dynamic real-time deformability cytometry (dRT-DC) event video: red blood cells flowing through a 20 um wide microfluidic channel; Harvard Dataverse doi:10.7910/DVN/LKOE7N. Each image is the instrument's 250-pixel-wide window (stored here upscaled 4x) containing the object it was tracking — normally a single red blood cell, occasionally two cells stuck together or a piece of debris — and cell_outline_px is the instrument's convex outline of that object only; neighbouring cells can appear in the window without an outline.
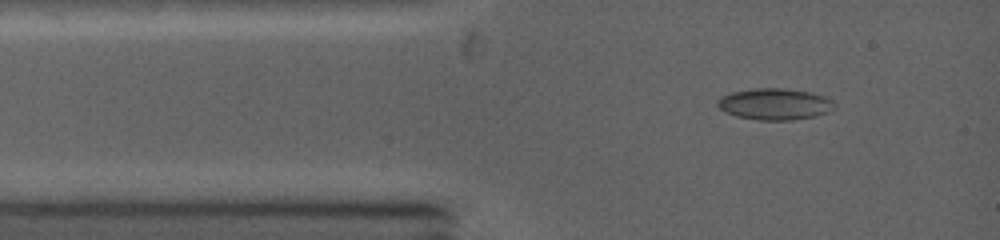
{"species": "common noctule bat (a hibernating species)", "species_latin": "Nyctalus noctula", "temperature_condition": "warm", "stored_images_in_passage": 50, "camera_frame_rate_fps": 5000, "um_per_image_px": 0.085, "animal": {"sex": "female", "body_mass_g": 19.0, "forearm_length_mm": 53.3}, "frame": {"image": 1, "passage_image": 1, "time_ms": 0.0, "image_size_px": [1000, 240], "cell_outline_px": [[836, 108], [828, 112], [816, 116], [792, 120], [756, 120], [736, 116], [724, 112], [716, 104], [716, 100], [732, 92], [756, 88], [780, 88], [804, 92], [820, 96], [832, 100]], "centroid_in_image_um": [65.81, 8.87], "position_along_channel_um": 19.2, "area_um2": 21.15}}
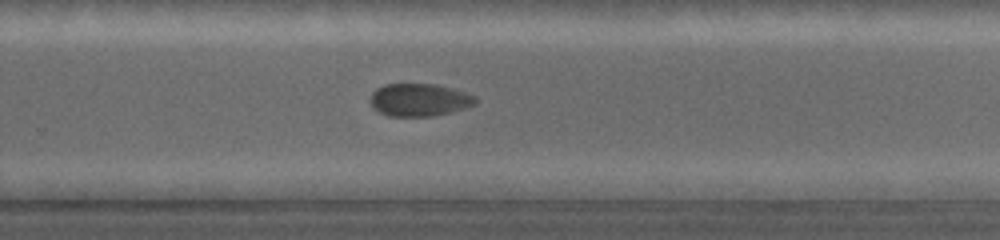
{"frame": {"image": 2, "passage_image": 29, "time_ms": 7.0, "image_size_px": [1000, 240], "cell_outline_px": [[476, 104], [452, 112], [432, 116], [388, 116], [372, 108], [368, 100], [372, 92], [376, 88], [384, 84], [432, 84], [464, 92], [476, 96]], "centroid_in_image_um": [35.58, 8.5], "position_along_channel_um": 294.2, "area_um2": 20.06}}
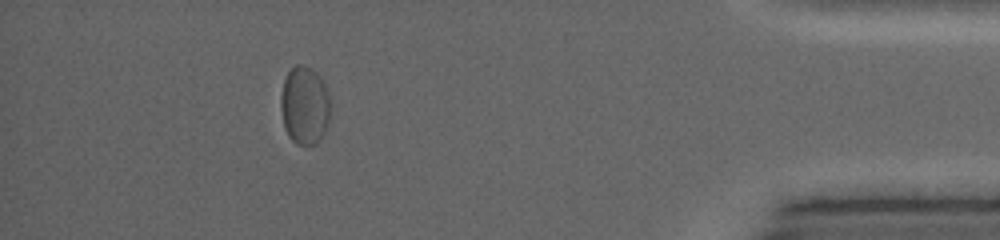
{"frame": {"image": 3, "passage_image": 44, "time_ms": 11.0, "image_size_px": [1000, 240], "cell_outline_px": [[332, 112], [324, 132], [320, 140], [316, 144], [296, 144], [288, 136], [284, 128], [280, 108], [280, 96], [284, 80], [288, 72], [296, 64], [304, 64], [312, 68], [320, 76], [328, 92]], "centroid_in_image_um": [25.9, 8.95], "position_along_channel_um": 409.3, "area_um2": 23.06}, "authors_computed_cell_mechanics": {"area_um2": 20.0566, "velocity_mm_per_s": 4.2872, "shape_relaxation_time_tau1_ms": 2.8483, "shape_relaxation_time_tau2_ms": 2.2054, "deformation_change_tau1": 0.0628, "deformation_change_tau2": 0.0509}}